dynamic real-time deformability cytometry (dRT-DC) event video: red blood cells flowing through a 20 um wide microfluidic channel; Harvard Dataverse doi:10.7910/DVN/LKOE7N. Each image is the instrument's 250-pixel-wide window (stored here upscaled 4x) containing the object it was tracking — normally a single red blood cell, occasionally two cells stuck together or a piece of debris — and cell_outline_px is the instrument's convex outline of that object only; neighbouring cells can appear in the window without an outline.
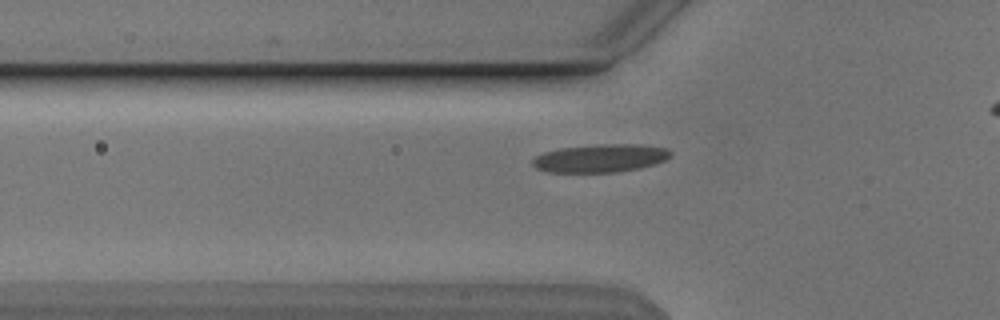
{"species": "Egyptian fruit bat (a non-hibernating species)", "species_latin": "Rousettus aegyptiacus", "temperature_condition": "cold", "stored_images_in_passage": 26, "camera_frame_rate_fps": 3000, "um_per_image_px": 0.085, "animal": {"sex": "male"}, "frame": {"image": 1, "passage_image": 5, "time_ms": 1.333, "image_size_px": [1000, 320], "cell_outline_px": [[672, 156], [656, 164], [640, 168], [616, 172], [548, 172], [536, 168], [532, 164], [532, 160], [536, 156], [544, 152], [560, 148], [604, 144], [640, 144], [668, 148], [672, 152]], "centroid_in_image_um": [51.07, 13.44], "position_along_channel_um": 74.7, "area_um2": 22.66}}
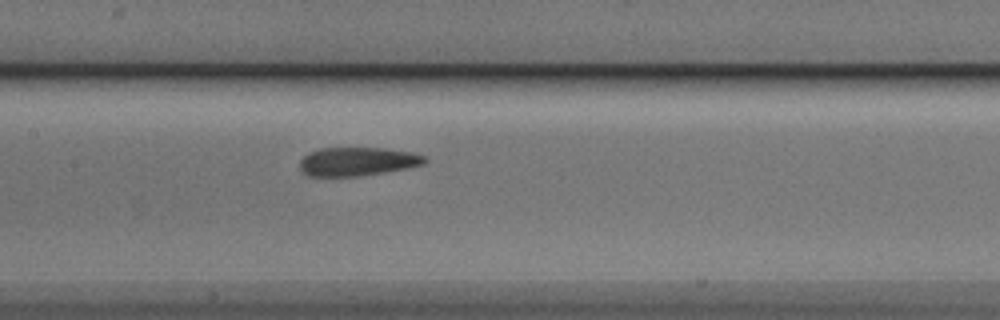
{"frame": {"image": 2, "passage_image": 13, "time_ms": 4.0, "image_size_px": [1000, 320], "cell_outline_px": [[428, 160], [424, 164], [408, 168], [360, 176], [308, 176], [300, 168], [300, 160], [308, 152], [320, 148], [384, 148], [412, 152], [428, 156]], "centroid_in_image_um": [30.42, 13.72], "position_along_channel_um": 177.0, "area_um2": 20.98}}
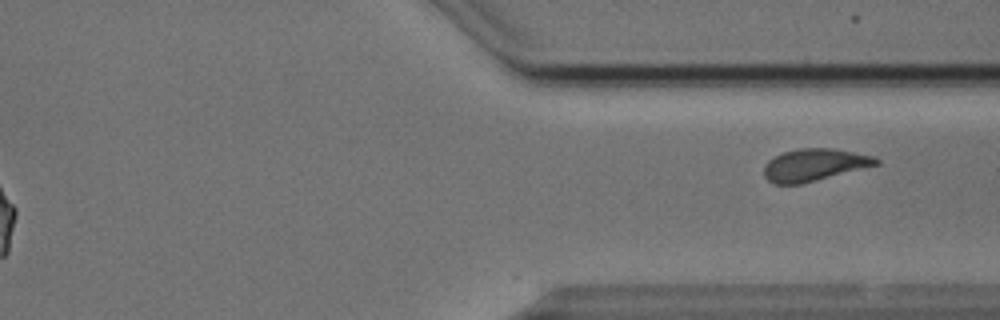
{"frame": {"image": 3, "passage_image": 26, "time_ms": 8.333, "image_size_px": [1000, 320], "cell_outline_px": [[880, 164], [800, 184], [772, 184], [764, 176], [764, 164], [768, 160], [784, 152], [800, 148], [832, 148], [876, 156], [880, 160]], "centroid_in_image_um": [69.22, 14.01], "position_along_channel_um": 342.2, "area_um2": 21.04}}